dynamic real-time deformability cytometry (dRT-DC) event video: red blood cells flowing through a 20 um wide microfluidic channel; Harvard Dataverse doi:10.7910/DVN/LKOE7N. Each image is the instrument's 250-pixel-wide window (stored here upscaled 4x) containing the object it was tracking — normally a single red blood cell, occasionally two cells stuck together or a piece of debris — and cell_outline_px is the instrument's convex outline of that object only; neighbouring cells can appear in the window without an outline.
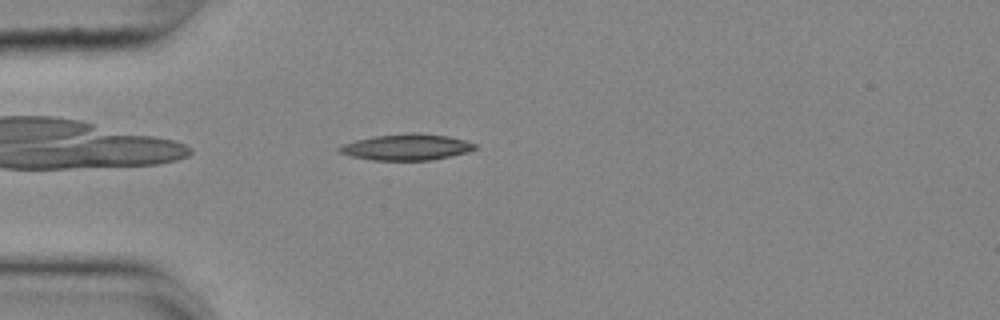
{"species": "common noctule bat (a hibernating species)", "species_latin": "Nyctalus noctula", "temperature_condition": "cold", "stored_images_in_passage": 43, "camera_frame_rate_fps": 3000, "um_per_image_px": 0.085, "animal": {"sex": "female", "body_mass_g": 25.1}, "frame": {"image": 1, "passage_image": 3, "time_ms": 0.667, "image_size_px": [1000, 320], "cell_outline_px": [[476, 148], [468, 152], [432, 160], [372, 160], [352, 156], [340, 152], [336, 148], [344, 144], [356, 140], [376, 136], [412, 132], [416, 132], [448, 136], [464, 140], [476, 144]], "centroid_in_image_um": [34.58, 12.5], "position_along_channel_um": 50.4, "area_um2": 20.52}}
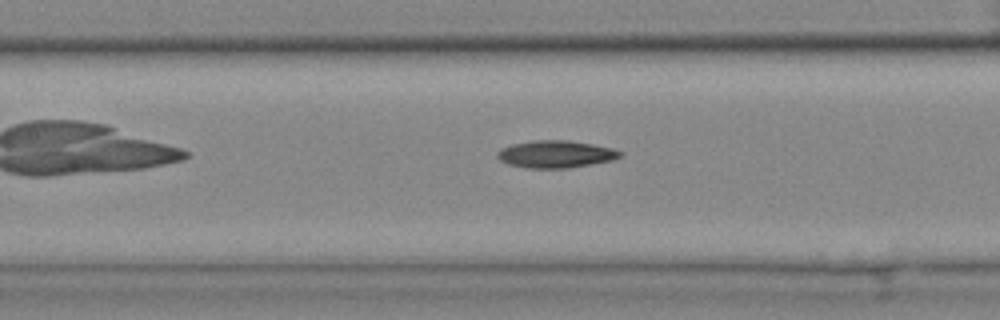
{"frame": {"image": 2, "passage_image": 13, "time_ms": 4.0, "image_size_px": [1000, 320], "cell_outline_px": [[624, 152], [620, 156], [612, 160], [568, 168], [528, 168], [508, 164], [500, 160], [496, 156], [504, 148], [512, 144], [532, 140], [568, 140], [592, 144], [612, 148]], "centroid_in_image_um": [47.25, 13.1], "position_along_channel_um": 160.1, "area_um2": 19.31}}
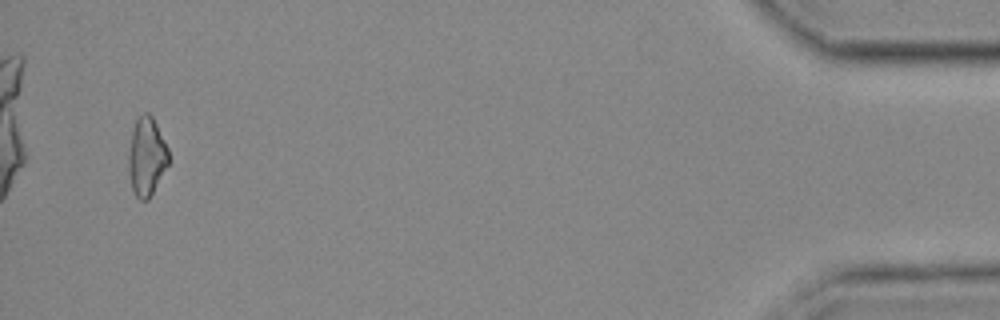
{"frame": {"image": 3, "passage_image": 41, "time_ms": 13.333, "image_size_px": [1000, 320], "cell_outline_px": [[168, 164], [148, 200], [140, 200], [132, 192], [128, 172], [128, 156], [132, 132], [136, 116], [144, 112], [148, 112], [152, 116], [168, 148]], "centroid_in_image_um": [12.43, 13.3], "position_along_channel_um": 422.8, "area_um2": 18.32}, "authors_computed_cell_mechanics": {"area_um2": 18.4382, "velocity_mm_per_s": 3.6539, "shape_relaxation_time_tau1_ms": 9.5513, "shape_relaxation_time_tau2_ms": null, "deformation_change_tau1": 0.1933, "deformation_change_tau2": null}}